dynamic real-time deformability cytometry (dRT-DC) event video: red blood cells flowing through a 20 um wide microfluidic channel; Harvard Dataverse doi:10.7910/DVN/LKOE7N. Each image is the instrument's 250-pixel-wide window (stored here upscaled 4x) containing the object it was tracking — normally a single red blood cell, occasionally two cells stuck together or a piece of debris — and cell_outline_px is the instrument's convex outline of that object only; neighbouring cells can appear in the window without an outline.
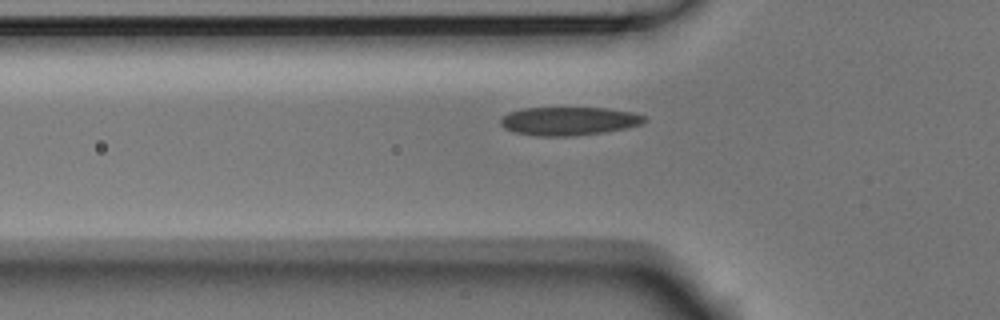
{"species": "Egyptian fruit bat (a non-hibernating species)", "species_latin": "Rousettus aegyptiacus", "temperature_condition": "room temperature", "stored_images_in_passage": 40, "camera_frame_rate_fps": 3000, "um_per_image_px": 0.085, "animal": {"sex": "male"}, "frame": {"image": 1, "passage_image": 10, "time_ms": 3.0, "image_size_px": [1000, 320], "cell_outline_px": [[648, 120], [640, 124], [624, 128], [604, 132], [572, 136], [536, 136], [512, 132], [504, 128], [500, 124], [500, 120], [508, 112], [524, 108], [608, 108], [632, 112], [644, 116]], "centroid_in_image_um": [48.32, 10.29], "position_along_channel_um": 77.5, "area_um2": 23.81}}
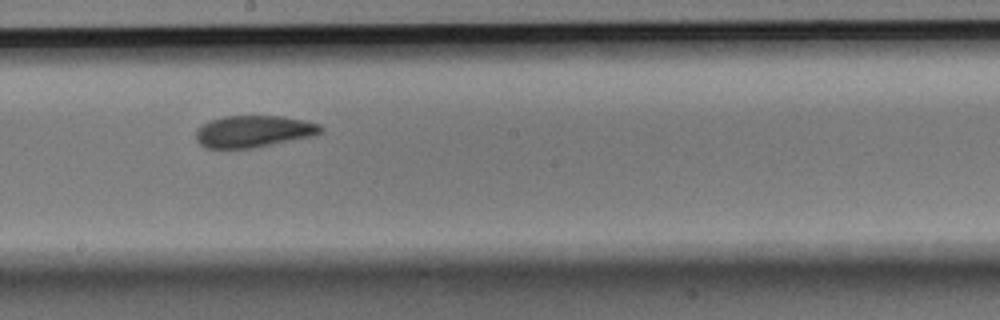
{"frame": {"image": 2, "passage_image": 22, "time_ms": 7.0, "image_size_px": [1000, 320], "cell_outline_px": [[324, 128], [320, 132], [312, 136], [252, 148], [204, 148], [196, 140], [196, 128], [208, 120], [224, 116], [284, 116], [304, 120], [320, 124]], "centroid_in_image_um": [21.51, 11.16], "position_along_channel_um": 226.7, "area_um2": 23.24}}
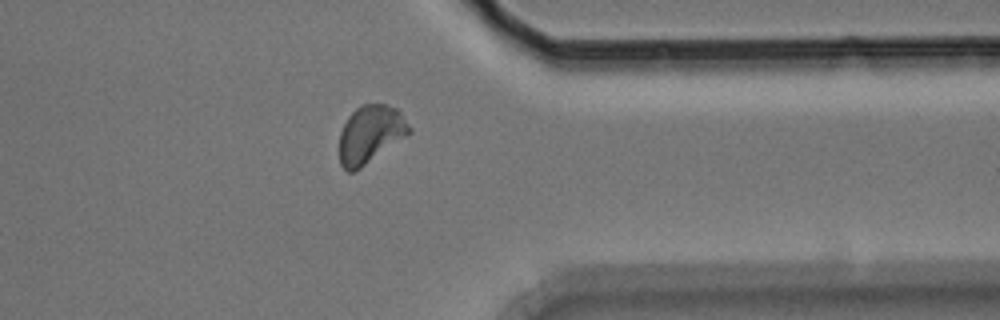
{"frame": {"image": 3, "passage_image": 35, "time_ms": 11.333, "image_size_px": [1000, 320], "cell_outline_px": [[412, 132], [360, 168], [352, 172], [348, 172], [340, 164], [340, 132], [348, 116], [360, 104], [384, 104], [396, 108], [400, 112], [412, 128]], "centroid_in_image_um": [31.48, 11.4], "position_along_channel_um": 379.9, "area_um2": 23.35}}